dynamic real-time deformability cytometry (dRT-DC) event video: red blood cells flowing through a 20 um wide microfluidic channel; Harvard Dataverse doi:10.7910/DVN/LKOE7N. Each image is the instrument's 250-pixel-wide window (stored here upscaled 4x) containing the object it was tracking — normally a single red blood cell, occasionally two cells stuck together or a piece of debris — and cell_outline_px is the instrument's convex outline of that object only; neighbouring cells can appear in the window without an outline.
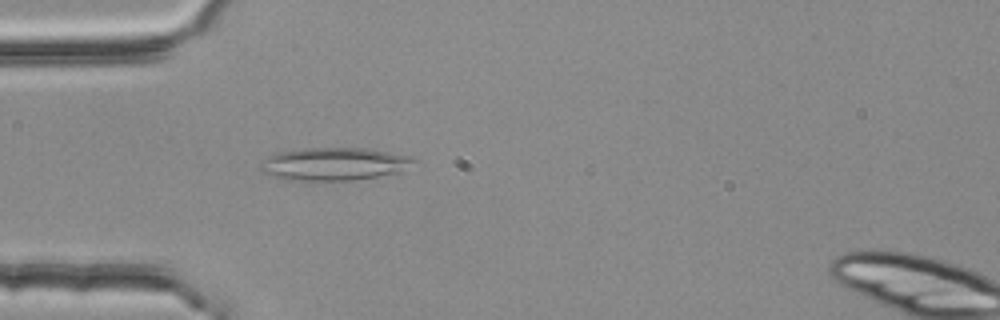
{"species": "common noctule bat (a hibernating species)", "species_latin": "Nyctalus noctula", "temperature_condition": "room temperature", "stored_images_in_passage": 44, "camera_frame_rate_fps": 3000, "um_per_image_px": 0.085, "animal": {"sex": "female", "body_mass_g": 25.1}, "frame": {"image": 1, "passage_image": 6, "time_ms": 1.667, "image_size_px": [1000, 320], "cell_outline_px": [[420, 160], [404, 172], [352, 180], [308, 180], [276, 176], [260, 172], [260, 160], [276, 152], [304, 148], [368, 148], [408, 156]], "centroid_in_image_um": [28.46, 13.92], "position_along_channel_um": 56.5, "area_um2": 29.36}}
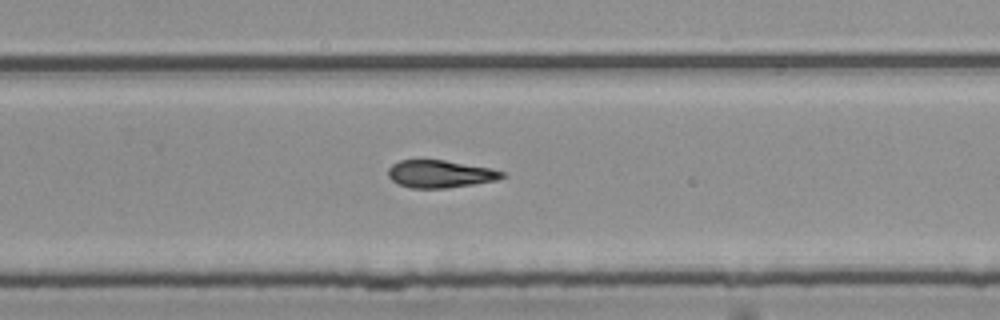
{"frame": {"image": 2, "passage_image": 25, "time_ms": 8.0, "image_size_px": [1000, 320], "cell_outline_px": [[508, 176], [496, 180], [448, 188], [412, 188], [396, 184], [388, 176], [388, 168], [392, 164], [400, 160], [444, 160], [492, 168], [504, 172]], "centroid_in_image_um": [37.41, 14.78], "position_along_channel_um": 292.4, "area_um2": 18.38}}
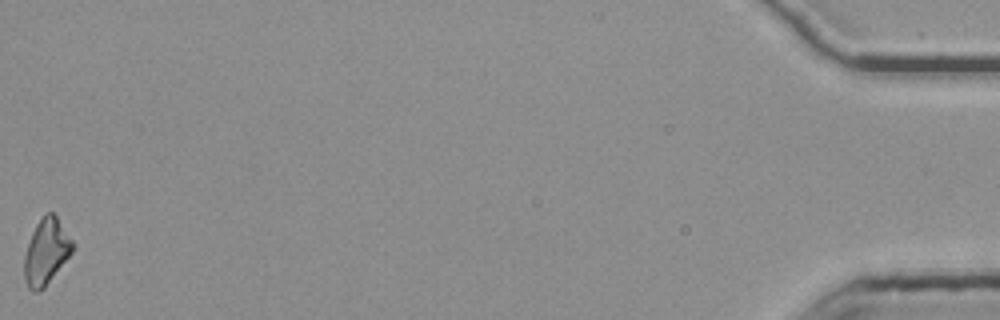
{"frame": {"image": 3, "passage_image": 44, "time_ms": 14.333, "image_size_px": [1000, 320], "cell_outline_px": [[72, 252], [44, 288], [40, 292], [32, 292], [28, 288], [24, 276], [24, 256], [32, 232], [36, 224], [48, 212], [52, 212], [56, 216], [72, 240]], "centroid_in_image_um": [3.9, 21.43], "position_along_channel_um": 431.3, "area_um2": 18.15}, "authors_computed_cell_mechanics": {"area_um2": 18.5827, "velocity_mm_per_s": 3.8028, "shape_relaxation_time_tau1_ms": null, "shape_relaxation_time_tau2_ms": 10.1672, "deformation_change_tau1": null, "deformation_change_tau2": 0.225}}